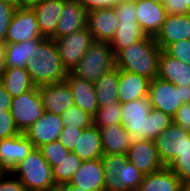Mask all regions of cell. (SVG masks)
I'll return each instance as SVG.
<instances>
[{
	"label": "cell",
	"mask_w": 190,
	"mask_h": 191,
	"mask_svg": "<svg viewBox=\"0 0 190 191\" xmlns=\"http://www.w3.org/2000/svg\"><path fill=\"white\" fill-rule=\"evenodd\" d=\"M163 7L167 15L190 14L188 0H165Z\"/></svg>",
	"instance_id": "obj_43"
},
{
	"label": "cell",
	"mask_w": 190,
	"mask_h": 191,
	"mask_svg": "<svg viewBox=\"0 0 190 191\" xmlns=\"http://www.w3.org/2000/svg\"><path fill=\"white\" fill-rule=\"evenodd\" d=\"M119 2H127V3H134L137 0H118Z\"/></svg>",
	"instance_id": "obj_51"
},
{
	"label": "cell",
	"mask_w": 190,
	"mask_h": 191,
	"mask_svg": "<svg viewBox=\"0 0 190 191\" xmlns=\"http://www.w3.org/2000/svg\"><path fill=\"white\" fill-rule=\"evenodd\" d=\"M36 50V58L29 59L26 66L33 84L39 87L64 81L68 71L61 62L54 39L43 38Z\"/></svg>",
	"instance_id": "obj_4"
},
{
	"label": "cell",
	"mask_w": 190,
	"mask_h": 191,
	"mask_svg": "<svg viewBox=\"0 0 190 191\" xmlns=\"http://www.w3.org/2000/svg\"><path fill=\"white\" fill-rule=\"evenodd\" d=\"M72 152L83 161L101 158L104 152L99 129L93 124L90 127L83 129Z\"/></svg>",
	"instance_id": "obj_26"
},
{
	"label": "cell",
	"mask_w": 190,
	"mask_h": 191,
	"mask_svg": "<svg viewBox=\"0 0 190 191\" xmlns=\"http://www.w3.org/2000/svg\"><path fill=\"white\" fill-rule=\"evenodd\" d=\"M92 119L93 125L98 129L112 124H121V103L118 101L115 104L99 107Z\"/></svg>",
	"instance_id": "obj_33"
},
{
	"label": "cell",
	"mask_w": 190,
	"mask_h": 191,
	"mask_svg": "<svg viewBox=\"0 0 190 191\" xmlns=\"http://www.w3.org/2000/svg\"><path fill=\"white\" fill-rule=\"evenodd\" d=\"M92 117V115L76 105H72L61 114L65 127H73L78 129L90 127L93 124Z\"/></svg>",
	"instance_id": "obj_34"
},
{
	"label": "cell",
	"mask_w": 190,
	"mask_h": 191,
	"mask_svg": "<svg viewBox=\"0 0 190 191\" xmlns=\"http://www.w3.org/2000/svg\"><path fill=\"white\" fill-rule=\"evenodd\" d=\"M137 22L147 36L155 37L166 19L163 5L152 0H137L135 2Z\"/></svg>",
	"instance_id": "obj_18"
},
{
	"label": "cell",
	"mask_w": 190,
	"mask_h": 191,
	"mask_svg": "<svg viewBox=\"0 0 190 191\" xmlns=\"http://www.w3.org/2000/svg\"><path fill=\"white\" fill-rule=\"evenodd\" d=\"M43 39L32 8H16L7 29L5 44Z\"/></svg>",
	"instance_id": "obj_11"
},
{
	"label": "cell",
	"mask_w": 190,
	"mask_h": 191,
	"mask_svg": "<svg viewBox=\"0 0 190 191\" xmlns=\"http://www.w3.org/2000/svg\"><path fill=\"white\" fill-rule=\"evenodd\" d=\"M172 123V117L152 108L149 98L121 104V124L132 140H155Z\"/></svg>",
	"instance_id": "obj_1"
},
{
	"label": "cell",
	"mask_w": 190,
	"mask_h": 191,
	"mask_svg": "<svg viewBox=\"0 0 190 191\" xmlns=\"http://www.w3.org/2000/svg\"><path fill=\"white\" fill-rule=\"evenodd\" d=\"M87 11L77 0H64L61 16L55 29V39L86 27Z\"/></svg>",
	"instance_id": "obj_20"
},
{
	"label": "cell",
	"mask_w": 190,
	"mask_h": 191,
	"mask_svg": "<svg viewBox=\"0 0 190 191\" xmlns=\"http://www.w3.org/2000/svg\"><path fill=\"white\" fill-rule=\"evenodd\" d=\"M60 188L63 191H88L86 189L77 188V187H74V186H67V185H62Z\"/></svg>",
	"instance_id": "obj_48"
},
{
	"label": "cell",
	"mask_w": 190,
	"mask_h": 191,
	"mask_svg": "<svg viewBox=\"0 0 190 191\" xmlns=\"http://www.w3.org/2000/svg\"><path fill=\"white\" fill-rule=\"evenodd\" d=\"M113 10L115 11L119 23H121V21H137L135 2H119L113 7Z\"/></svg>",
	"instance_id": "obj_39"
},
{
	"label": "cell",
	"mask_w": 190,
	"mask_h": 191,
	"mask_svg": "<svg viewBox=\"0 0 190 191\" xmlns=\"http://www.w3.org/2000/svg\"><path fill=\"white\" fill-rule=\"evenodd\" d=\"M118 24V18L113 8L90 10L87 12L86 26L95 41L110 43Z\"/></svg>",
	"instance_id": "obj_16"
},
{
	"label": "cell",
	"mask_w": 190,
	"mask_h": 191,
	"mask_svg": "<svg viewBox=\"0 0 190 191\" xmlns=\"http://www.w3.org/2000/svg\"><path fill=\"white\" fill-rule=\"evenodd\" d=\"M38 149L51 167L56 165L57 162L61 161L70 152L59 140L45 143L38 147Z\"/></svg>",
	"instance_id": "obj_35"
},
{
	"label": "cell",
	"mask_w": 190,
	"mask_h": 191,
	"mask_svg": "<svg viewBox=\"0 0 190 191\" xmlns=\"http://www.w3.org/2000/svg\"><path fill=\"white\" fill-rule=\"evenodd\" d=\"M85 7L86 11L113 8L119 3L118 0H77Z\"/></svg>",
	"instance_id": "obj_44"
},
{
	"label": "cell",
	"mask_w": 190,
	"mask_h": 191,
	"mask_svg": "<svg viewBox=\"0 0 190 191\" xmlns=\"http://www.w3.org/2000/svg\"><path fill=\"white\" fill-rule=\"evenodd\" d=\"M33 148L24 133L0 139V172H10Z\"/></svg>",
	"instance_id": "obj_14"
},
{
	"label": "cell",
	"mask_w": 190,
	"mask_h": 191,
	"mask_svg": "<svg viewBox=\"0 0 190 191\" xmlns=\"http://www.w3.org/2000/svg\"><path fill=\"white\" fill-rule=\"evenodd\" d=\"M146 37L147 35L137 21H121L110 42L113 55L116 56L130 44L145 39Z\"/></svg>",
	"instance_id": "obj_29"
},
{
	"label": "cell",
	"mask_w": 190,
	"mask_h": 191,
	"mask_svg": "<svg viewBox=\"0 0 190 191\" xmlns=\"http://www.w3.org/2000/svg\"><path fill=\"white\" fill-rule=\"evenodd\" d=\"M65 81L71 88L74 105L93 116L99 108L94 83L77 78L70 72Z\"/></svg>",
	"instance_id": "obj_23"
},
{
	"label": "cell",
	"mask_w": 190,
	"mask_h": 191,
	"mask_svg": "<svg viewBox=\"0 0 190 191\" xmlns=\"http://www.w3.org/2000/svg\"><path fill=\"white\" fill-rule=\"evenodd\" d=\"M64 128L61 115L44 112L25 132L26 137L38 148L45 143L57 141Z\"/></svg>",
	"instance_id": "obj_13"
},
{
	"label": "cell",
	"mask_w": 190,
	"mask_h": 191,
	"mask_svg": "<svg viewBox=\"0 0 190 191\" xmlns=\"http://www.w3.org/2000/svg\"><path fill=\"white\" fill-rule=\"evenodd\" d=\"M104 178V167L101 158H99L83 161L81 167L66 185L88 191H104Z\"/></svg>",
	"instance_id": "obj_19"
},
{
	"label": "cell",
	"mask_w": 190,
	"mask_h": 191,
	"mask_svg": "<svg viewBox=\"0 0 190 191\" xmlns=\"http://www.w3.org/2000/svg\"><path fill=\"white\" fill-rule=\"evenodd\" d=\"M115 67L110 43L94 41L70 73L80 79L96 83L105 72Z\"/></svg>",
	"instance_id": "obj_7"
},
{
	"label": "cell",
	"mask_w": 190,
	"mask_h": 191,
	"mask_svg": "<svg viewBox=\"0 0 190 191\" xmlns=\"http://www.w3.org/2000/svg\"><path fill=\"white\" fill-rule=\"evenodd\" d=\"M54 41L63 66L70 72L95 40L86 26Z\"/></svg>",
	"instance_id": "obj_10"
},
{
	"label": "cell",
	"mask_w": 190,
	"mask_h": 191,
	"mask_svg": "<svg viewBox=\"0 0 190 191\" xmlns=\"http://www.w3.org/2000/svg\"><path fill=\"white\" fill-rule=\"evenodd\" d=\"M43 0H20V8H32Z\"/></svg>",
	"instance_id": "obj_47"
},
{
	"label": "cell",
	"mask_w": 190,
	"mask_h": 191,
	"mask_svg": "<svg viewBox=\"0 0 190 191\" xmlns=\"http://www.w3.org/2000/svg\"><path fill=\"white\" fill-rule=\"evenodd\" d=\"M4 1H7L11 4H13L16 8H20V0H4Z\"/></svg>",
	"instance_id": "obj_49"
},
{
	"label": "cell",
	"mask_w": 190,
	"mask_h": 191,
	"mask_svg": "<svg viewBox=\"0 0 190 191\" xmlns=\"http://www.w3.org/2000/svg\"><path fill=\"white\" fill-rule=\"evenodd\" d=\"M150 79L133 72L119 69L118 101H129L148 97Z\"/></svg>",
	"instance_id": "obj_21"
},
{
	"label": "cell",
	"mask_w": 190,
	"mask_h": 191,
	"mask_svg": "<svg viewBox=\"0 0 190 191\" xmlns=\"http://www.w3.org/2000/svg\"><path fill=\"white\" fill-rule=\"evenodd\" d=\"M12 96L5 90V87L0 82V113L10 111Z\"/></svg>",
	"instance_id": "obj_45"
},
{
	"label": "cell",
	"mask_w": 190,
	"mask_h": 191,
	"mask_svg": "<svg viewBox=\"0 0 190 191\" xmlns=\"http://www.w3.org/2000/svg\"><path fill=\"white\" fill-rule=\"evenodd\" d=\"M160 52L154 37L147 36L121 50L115 56V66L152 80L158 78Z\"/></svg>",
	"instance_id": "obj_3"
},
{
	"label": "cell",
	"mask_w": 190,
	"mask_h": 191,
	"mask_svg": "<svg viewBox=\"0 0 190 191\" xmlns=\"http://www.w3.org/2000/svg\"><path fill=\"white\" fill-rule=\"evenodd\" d=\"M5 43L0 42V80L3 76V73L5 71Z\"/></svg>",
	"instance_id": "obj_46"
},
{
	"label": "cell",
	"mask_w": 190,
	"mask_h": 191,
	"mask_svg": "<svg viewBox=\"0 0 190 191\" xmlns=\"http://www.w3.org/2000/svg\"><path fill=\"white\" fill-rule=\"evenodd\" d=\"M20 133L12 113L10 111H3L0 113V139L19 135Z\"/></svg>",
	"instance_id": "obj_38"
},
{
	"label": "cell",
	"mask_w": 190,
	"mask_h": 191,
	"mask_svg": "<svg viewBox=\"0 0 190 191\" xmlns=\"http://www.w3.org/2000/svg\"><path fill=\"white\" fill-rule=\"evenodd\" d=\"M119 69L115 66L94 83L99 107L118 102Z\"/></svg>",
	"instance_id": "obj_30"
},
{
	"label": "cell",
	"mask_w": 190,
	"mask_h": 191,
	"mask_svg": "<svg viewBox=\"0 0 190 191\" xmlns=\"http://www.w3.org/2000/svg\"><path fill=\"white\" fill-rule=\"evenodd\" d=\"M158 78L176 86L190 85V65L169 56L164 50L160 52Z\"/></svg>",
	"instance_id": "obj_24"
},
{
	"label": "cell",
	"mask_w": 190,
	"mask_h": 191,
	"mask_svg": "<svg viewBox=\"0 0 190 191\" xmlns=\"http://www.w3.org/2000/svg\"><path fill=\"white\" fill-rule=\"evenodd\" d=\"M10 172L27 190L51 191L58 188L52 177L51 166L38 148H33Z\"/></svg>",
	"instance_id": "obj_6"
},
{
	"label": "cell",
	"mask_w": 190,
	"mask_h": 191,
	"mask_svg": "<svg viewBox=\"0 0 190 191\" xmlns=\"http://www.w3.org/2000/svg\"><path fill=\"white\" fill-rule=\"evenodd\" d=\"M172 122L179 125L186 133H190V103H182Z\"/></svg>",
	"instance_id": "obj_42"
},
{
	"label": "cell",
	"mask_w": 190,
	"mask_h": 191,
	"mask_svg": "<svg viewBox=\"0 0 190 191\" xmlns=\"http://www.w3.org/2000/svg\"><path fill=\"white\" fill-rule=\"evenodd\" d=\"M64 0H43L32 7L43 38L55 40V29L61 16Z\"/></svg>",
	"instance_id": "obj_22"
},
{
	"label": "cell",
	"mask_w": 190,
	"mask_h": 191,
	"mask_svg": "<svg viewBox=\"0 0 190 191\" xmlns=\"http://www.w3.org/2000/svg\"><path fill=\"white\" fill-rule=\"evenodd\" d=\"M160 160L184 184H190V133L171 123L154 140Z\"/></svg>",
	"instance_id": "obj_2"
},
{
	"label": "cell",
	"mask_w": 190,
	"mask_h": 191,
	"mask_svg": "<svg viewBox=\"0 0 190 191\" xmlns=\"http://www.w3.org/2000/svg\"><path fill=\"white\" fill-rule=\"evenodd\" d=\"M104 191H137L143 174L126 159V155L103 154Z\"/></svg>",
	"instance_id": "obj_5"
},
{
	"label": "cell",
	"mask_w": 190,
	"mask_h": 191,
	"mask_svg": "<svg viewBox=\"0 0 190 191\" xmlns=\"http://www.w3.org/2000/svg\"><path fill=\"white\" fill-rule=\"evenodd\" d=\"M51 191H63L60 187L54 189V190H51Z\"/></svg>",
	"instance_id": "obj_53"
},
{
	"label": "cell",
	"mask_w": 190,
	"mask_h": 191,
	"mask_svg": "<svg viewBox=\"0 0 190 191\" xmlns=\"http://www.w3.org/2000/svg\"><path fill=\"white\" fill-rule=\"evenodd\" d=\"M148 98L152 108L173 117L182 103H190V85L176 86L159 78L150 80Z\"/></svg>",
	"instance_id": "obj_8"
},
{
	"label": "cell",
	"mask_w": 190,
	"mask_h": 191,
	"mask_svg": "<svg viewBox=\"0 0 190 191\" xmlns=\"http://www.w3.org/2000/svg\"><path fill=\"white\" fill-rule=\"evenodd\" d=\"M180 191H190V184L182 183V185L180 187Z\"/></svg>",
	"instance_id": "obj_50"
},
{
	"label": "cell",
	"mask_w": 190,
	"mask_h": 191,
	"mask_svg": "<svg viewBox=\"0 0 190 191\" xmlns=\"http://www.w3.org/2000/svg\"><path fill=\"white\" fill-rule=\"evenodd\" d=\"M164 51L171 57L190 65V39L169 44Z\"/></svg>",
	"instance_id": "obj_36"
},
{
	"label": "cell",
	"mask_w": 190,
	"mask_h": 191,
	"mask_svg": "<svg viewBox=\"0 0 190 191\" xmlns=\"http://www.w3.org/2000/svg\"><path fill=\"white\" fill-rule=\"evenodd\" d=\"M181 180L168 167L144 175L137 191H180Z\"/></svg>",
	"instance_id": "obj_27"
},
{
	"label": "cell",
	"mask_w": 190,
	"mask_h": 191,
	"mask_svg": "<svg viewBox=\"0 0 190 191\" xmlns=\"http://www.w3.org/2000/svg\"><path fill=\"white\" fill-rule=\"evenodd\" d=\"M188 9L190 10V0H188Z\"/></svg>",
	"instance_id": "obj_54"
},
{
	"label": "cell",
	"mask_w": 190,
	"mask_h": 191,
	"mask_svg": "<svg viewBox=\"0 0 190 191\" xmlns=\"http://www.w3.org/2000/svg\"><path fill=\"white\" fill-rule=\"evenodd\" d=\"M83 160L70 151L66 157L51 167L52 177L57 187L68 184L81 167Z\"/></svg>",
	"instance_id": "obj_32"
},
{
	"label": "cell",
	"mask_w": 190,
	"mask_h": 191,
	"mask_svg": "<svg viewBox=\"0 0 190 191\" xmlns=\"http://www.w3.org/2000/svg\"><path fill=\"white\" fill-rule=\"evenodd\" d=\"M154 39L161 50L171 43L190 39V14L167 15Z\"/></svg>",
	"instance_id": "obj_17"
},
{
	"label": "cell",
	"mask_w": 190,
	"mask_h": 191,
	"mask_svg": "<svg viewBox=\"0 0 190 191\" xmlns=\"http://www.w3.org/2000/svg\"><path fill=\"white\" fill-rule=\"evenodd\" d=\"M44 111L61 115L67 108L74 105L71 88L67 82L46 84L39 86Z\"/></svg>",
	"instance_id": "obj_15"
},
{
	"label": "cell",
	"mask_w": 190,
	"mask_h": 191,
	"mask_svg": "<svg viewBox=\"0 0 190 191\" xmlns=\"http://www.w3.org/2000/svg\"><path fill=\"white\" fill-rule=\"evenodd\" d=\"M42 39H31L20 43L5 44V67L26 68L28 60L36 58L37 44Z\"/></svg>",
	"instance_id": "obj_28"
},
{
	"label": "cell",
	"mask_w": 190,
	"mask_h": 191,
	"mask_svg": "<svg viewBox=\"0 0 190 191\" xmlns=\"http://www.w3.org/2000/svg\"><path fill=\"white\" fill-rule=\"evenodd\" d=\"M104 154L126 155L132 137L122 124H112L99 129Z\"/></svg>",
	"instance_id": "obj_25"
},
{
	"label": "cell",
	"mask_w": 190,
	"mask_h": 191,
	"mask_svg": "<svg viewBox=\"0 0 190 191\" xmlns=\"http://www.w3.org/2000/svg\"><path fill=\"white\" fill-rule=\"evenodd\" d=\"M0 82L12 97H17L35 86L26 68L20 67L6 68Z\"/></svg>",
	"instance_id": "obj_31"
},
{
	"label": "cell",
	"mask_w": 190,
	"mask_h": 191,
	"mask_svg": "<svg viewBox=\"0 0 190 191\" xmlns=\"http://www.w3.org/2000/svg\"><path fill=\"white\" fill-rule=\"evenodd\" d=\"M21 181L11 172H0V191H24Z\"/></svg>",
	"instance_id": "obj_41"
},
{
	"label": "cell",
	"mask_w": 190,
	"mask_h": 191,
	"mask_svg": "<svg viewBox=\"0 0 190 191\" xmlns=\"http://www.w3.org/2000/svg\"><path fill=\"white\" fill-rule=\"evenodd\" d=\"M152 1H153L154 3L163 5V3H164L165 0H152Z\"/></svg>",
	"instance_id": "obj_52"
},
{
	"label": "cell",
	"mask_w": 190,
	"mask_h": 191,
	"mask_svg": "<svg viewBox=\"0 0 190 191\" xmlns=\"http://www.w3.org/2000/svg\"><path fill=\"white\" fill-rule=\"evenodd\" d=\"M16 7L4 0H0V42H5L7 29L11 23Z\"/></svg>",
	"instance_id": "obj_37"
},
{
	"label": "cell",
	"mask_w": 190,
	"mask_h": 191,
	"mask_svg": "<svg viewBox=\"0 0 190 191\" xmlns=\"http://www.w3.org/2000/svg\"><path fill=\"white\" fill-rule=\"evenodd\" d=\"M82 131L83 129L64 126L58 140L69 151H72L75 148L78 137L82 134Z\"/></svg>",
	"instance_id": "obj_40"
},
{
	"label": "cell",
	"mask_w": 190,
	"mask_h": 191,
	"mask_svg": "<svg viewBox=\"0 0 190 191\" xmlns=\"http://www.w3.org/2000/svg\"><path fill=\"white\" fill-rule=\"evenodd\" d=\"M10 112L21 133H24L35 121L44 114V106L39 94V87L12 98Z\"/></svg>",
	"instance_id": "obj_9"
},
{
	"label": "cell",
	"mask_w": 190,
	"mask_h": 191,
	"mask_svg": "<svg viewBox=\"0 0 190 191\" xmlns=\"http://www.w3.org/2000/svg\"><path fill=\"white\" fill-rule=\"evenodd\" d=\"M126 159L143 175H148L165 167L160 160L154 140H133L127 150Z\"/></svg>",
	"instance_id": "obj_12"
}]
</instances>
